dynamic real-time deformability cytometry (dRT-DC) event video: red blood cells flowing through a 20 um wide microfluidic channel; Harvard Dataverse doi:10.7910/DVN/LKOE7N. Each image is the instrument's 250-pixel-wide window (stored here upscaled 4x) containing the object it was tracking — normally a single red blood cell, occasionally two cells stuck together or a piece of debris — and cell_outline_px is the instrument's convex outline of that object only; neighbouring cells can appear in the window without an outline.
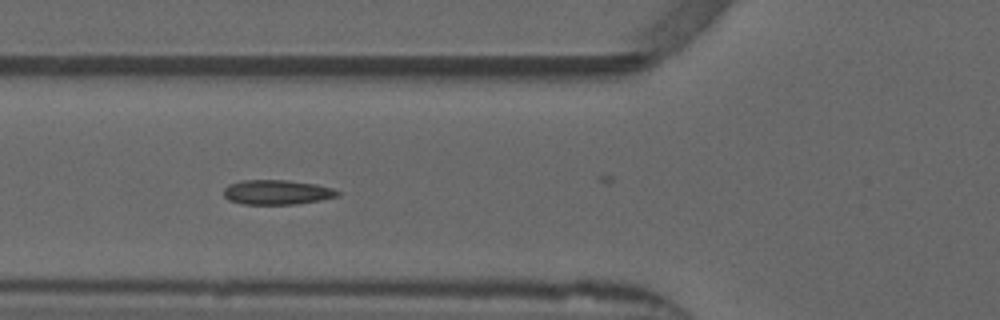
{"species": "common noctule bat (a hibernating species)", "species_latin": "Nyctalus noctula", "temperature_condition": "warm", "stored_images_in_passage": 29, "camera_frame_rate_fps": 3000, "um_per_image_px": 0.085, "animal": {"sex": "male", "forearm_length_mm": 52.5}, "frame": {"image": 1, "passage_image": 21, "time_ms": 6.667, "image_size_px": [1000, 320], "cell_outline_px": [[340, 196], [320, 200], [296, 204], [244, 204], [228, 200], [224, 196], [224, 188], [228, 184], [244, 180], [288, 180], [316, 184], [332, 188], [340, 192]], "centroid_in_image_um": [23.55, 16.34], "position_along_channel_um": 102.3, "area_um2": 16.42}}